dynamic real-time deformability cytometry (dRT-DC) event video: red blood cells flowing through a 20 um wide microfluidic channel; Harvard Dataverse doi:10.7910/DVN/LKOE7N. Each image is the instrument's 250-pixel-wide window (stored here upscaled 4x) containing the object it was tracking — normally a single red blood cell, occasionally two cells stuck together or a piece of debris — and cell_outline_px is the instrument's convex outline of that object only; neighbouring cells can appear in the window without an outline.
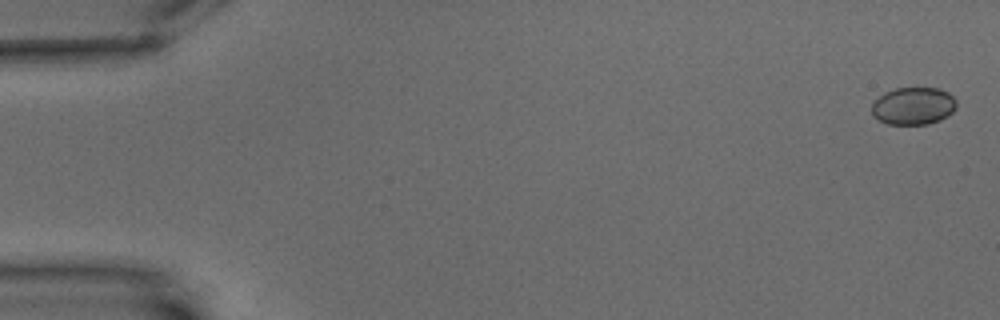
{"species": "common noctule bat (a hibernating species)", "species_latin": "Nyctalus noctula", "temperature_condition": "warm", "stored_images_in_passage": 5, "camera_frame_rate_fps": 3000, "um_per_image_px": 0.085, "animal": {"sex": "male", "body_mass_g": 15.6}, "frame": {"image": 1, "passage_image": 1, "time_ms": 0.0, "image_size_px": [1000, 320], "cell_outline_px": [[956, 108], [948, 116], [940, 120], [928, 124], [888, 124], [872, 116], [872, 104], [884, 92], [896, 88], [940, 88], [948, 92], [956, 100]], "centroid_in_image_um": [77.65, 9.0], "position_along_channel_um": 7.4, "area_um2": 18.55}}
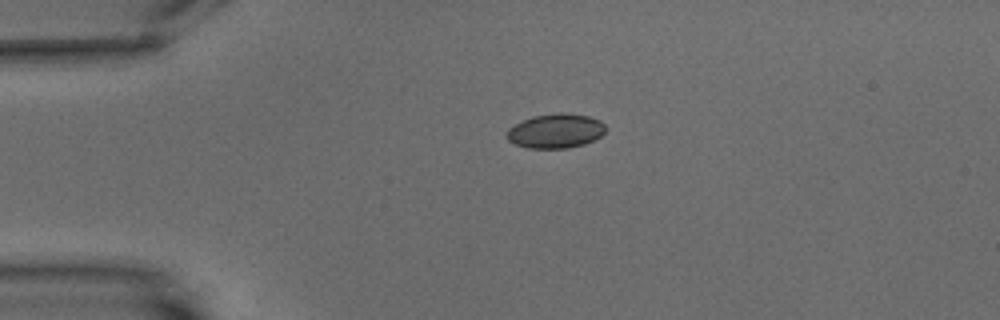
{"frame": {"image": 2, "passage_image": 4, "time_ms": 4.333, "image_size_px": [1000, 320], "cell_outline_px": [[604, 132], [600, 136], [584, 144], [568, 148], [528, 148], [516, 144], [508, 140], [508, 128], [532, 116], [560, 112], [564, 112], [588, 116], [600, 120], [604, 124]], "centroid_in_image_um": [47.23, 11.12], "position_along_channel_um": 37.8, "area_um2": 19.59}}